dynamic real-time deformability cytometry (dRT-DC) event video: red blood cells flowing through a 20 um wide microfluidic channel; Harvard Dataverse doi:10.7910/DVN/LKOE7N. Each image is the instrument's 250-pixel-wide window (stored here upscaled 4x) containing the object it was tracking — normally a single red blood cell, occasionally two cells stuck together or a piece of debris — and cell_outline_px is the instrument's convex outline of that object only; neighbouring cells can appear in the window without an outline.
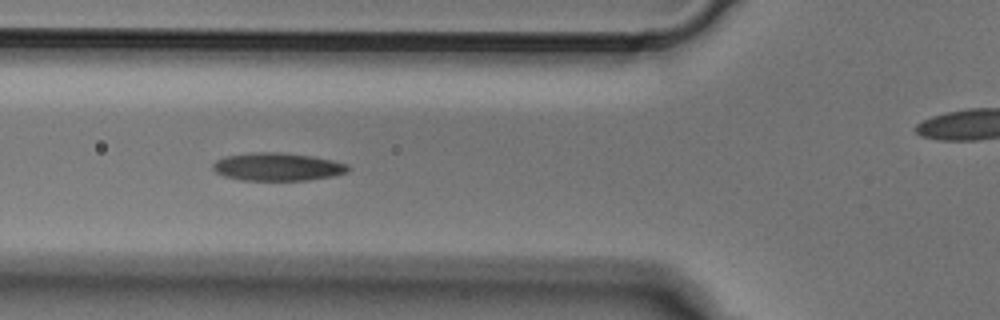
{"species": "Egyptian fruit bat (a non-hibernating species)", "species_latin": "Rousettus aegyptiacus", "temperature_condition": "cold", "stored_images_in_passage": 5, "segment_of_instrument_passage": [1, 2], "camera_frame_rate_fps": 3000, "um_per_image_px": 0.085, "animal": {"sex": "male"}, "frame": {"image": 1, "passage_image": 3, "time_ms": 0.667, "image_size_px": [1000, 320], "cell_outline_px": [[352, 168], [348, 172], [332, 176], [308, 180], [240, 180], [224, 176], [216, 172], [212, 168], [212, 164], [216, 160], [224, 156], [252, 152], [280, 152], [312, 156], [332, 160], [348, 164]], "centroid_in_image_um": [23.59, 14.17], "position_along_channel_um": 102.2, "area_um2": 22.2}}
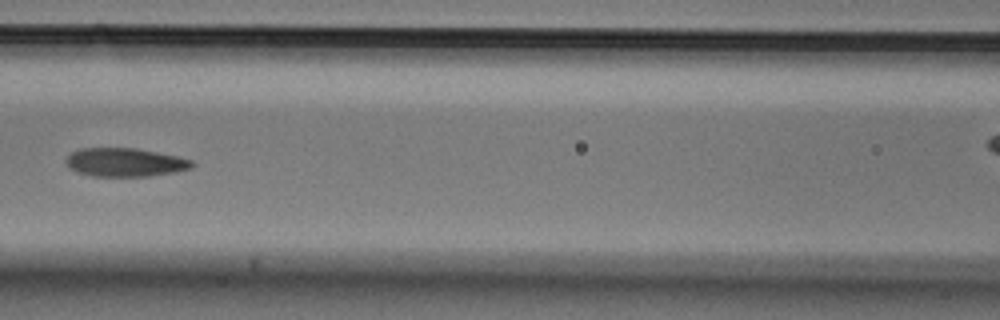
{"frame": {"image": 2, "passage_image": 4, "time_ms": 1.0, "image_size_px": [1000, 320], "cell_outline_px": [[196, 164], [192, 168], [176, 172], [148, 176], [92, 176], [76, 172], [68, 168], [64, 164], [64, 160], [72, 152], [80, 148], [136, 148], [176, 156], [192, 160]], "centroid_in_image_um": [10.6, 13.8], "position_along_channel_um": 156.0, "area_um2": 21.15}}